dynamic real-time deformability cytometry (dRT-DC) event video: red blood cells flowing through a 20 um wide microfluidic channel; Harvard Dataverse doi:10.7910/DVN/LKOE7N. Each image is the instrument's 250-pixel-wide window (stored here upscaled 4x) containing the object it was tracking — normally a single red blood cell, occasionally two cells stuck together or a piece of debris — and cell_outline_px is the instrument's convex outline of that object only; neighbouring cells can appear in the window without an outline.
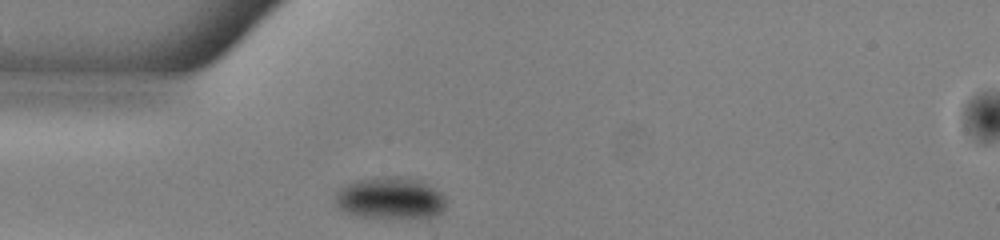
{"species": "common noctule bat (a hibernating species)", "species_latin": "Nyctalus noctula", "temperature_condition": "warm", "stored_images_in_passage": 38, "camera_frame_rate_fps": 3000, "um_per_image_px": 0.085, "animal": {"sex": "male", "body_mass_g": 13.0, "forearm_length_mm": 53.1}, "frame": {"image": 1, "passage_image": 1, "time_ms": 0.0, "image_size_px": [1000, 240], "cell_outline_px": [[436, 204], [432, 208], [364, 208], [348, 200], [348, 196], [352, 192], [364, 188], [412, 188], [428, 192], [436, 200]], "centroid_in_image_um": [33.34, 16.86], "position_along_channel_um": 51.7, "area_um2": 11.16}}
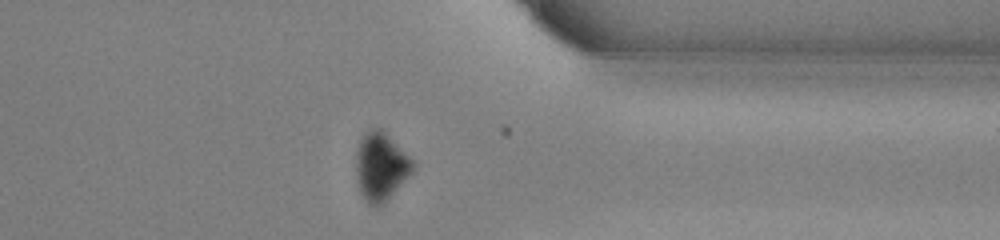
{"frame": {"image": 2, "passage_image": 27, "time_ms": 8.667, "image_size_px": [1000, 240], "cell_outline_px": [[408, 164], [404, 172], [384, 192], [376, 196], [372, 196], [368, 192], [364, 184], [364, 144], [372, 136], [380, 136]], "centroid_in_image_um": [32.39, 14.09], "position_along_channel_um": 379.0, "area_um2": 12.77}}
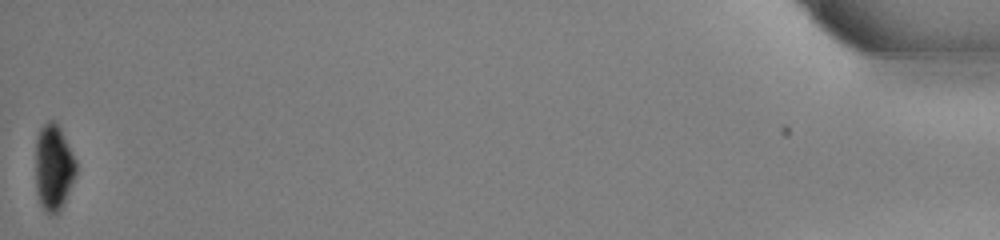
{"frame": {"image": 3, "passage_image": 38, "time_ms": 12.333, "image_size_px": [1000, 240], "cell_outline_px": [[72, 172], [60, 200], [52, 208], [48, 208], [44, 204], [40, 192], [40, 136], [44, 128], [52, 124], [56, 128], [72, 160]], "centroid_in_image_um": [4.54, 14.15], "position_along_channel_um": 430.7, "area_um2": 14.22}, "authors_computed_cell_mechanics": {"area_um2": 11.0398, "velocity_mm_per_s": 3.99, "shape_relaxation_time_tau1_ms": 2.0372, "shape_relaxation_time_tau2_ms": 2.801, "deformation_change_tau1": 0.1108, "deformation_change_tau2": 0.0655}}